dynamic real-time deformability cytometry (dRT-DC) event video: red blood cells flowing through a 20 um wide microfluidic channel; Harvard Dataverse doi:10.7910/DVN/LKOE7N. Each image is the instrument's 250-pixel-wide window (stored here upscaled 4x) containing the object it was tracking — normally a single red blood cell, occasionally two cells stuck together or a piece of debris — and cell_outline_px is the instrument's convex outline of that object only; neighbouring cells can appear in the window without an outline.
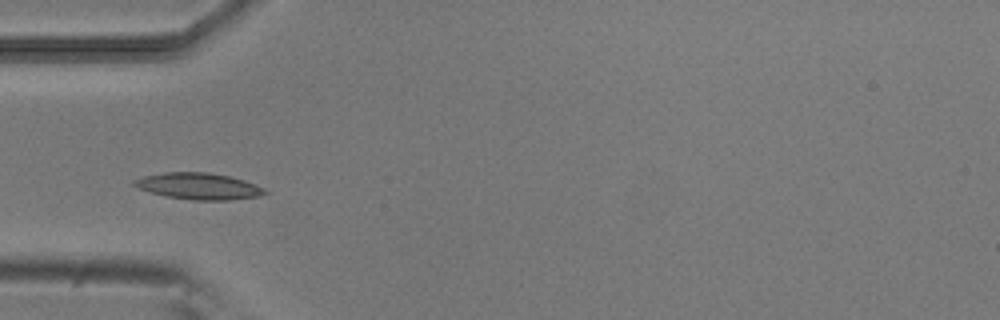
{"species": "common noctule bat (a hibernating species)", "species_latin": "Nyctalus noctula", "temperature_condition": "room temperature", "stored_images_in_passage": 37, "camera_frame_rate_fps": 3000, "um_per_image_px": 0.085, "animal": {"sex": "male", "body_mass_g": 20.5, "forearm_length_mm": 52.5}, "frame": {"image": 1, "passage_image": 1, "time_ms": 0.0, "image_size_px": [1000, 320], "cell_outline_px": [[268, 192], [260, 196], [228, 200], [192, 200], [164, 196], [140, 188], [132, 184], [132, 180], [144, 176], [164, 172], [208, 172], [228, 176], [244, 180], [256, 184], [264, 188]], "centroid_in_image_um": [16.9, 15.82], "position_along_channel_um": 68.1, "area_um2": 20.11}}
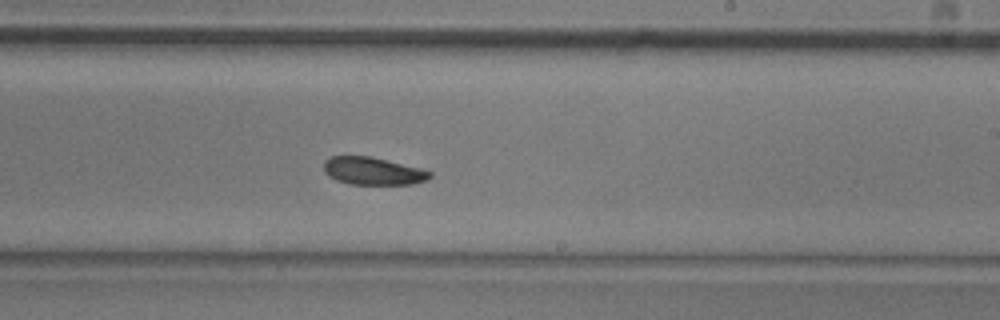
{"frame": {"image": 2, "passage_image": 16, "time_ms": 5.0, "image_size_px": [1000, 320], "cell_outline_px": [[432, 176], [428, 180], [412, 184], [348, 184], [336, 180], [328, 176], [324, 172], [324, 160], [332, 156], [368, 156], [420, 168], [432, 172]], "centroid_in_image_um": [31.68, 14.55], "position_along_channel_um": 257.3, "area_um2": 17.05}}
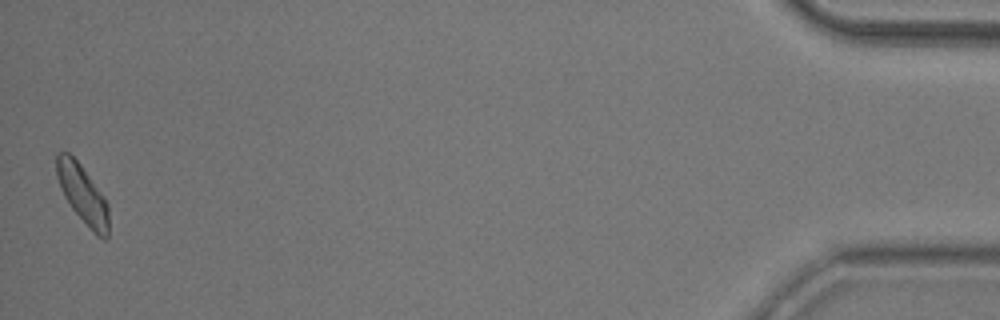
{"frame": {"image": 3, "passage_image": 37, "time_ms": 12.0, "image_size_px": [1000, 320], "cell_outline_px": [[108, 236], [104, 240], [96, 236], [92, 232], [72, 208], [64, 196], [56, 176], [56, 152], [68, 152], [80, 164], [104, 196], [108, 204]], "centroid_in_image_um": [7.02, 16.52], "position_along_channel_um": 428.2, "area_um2": 17.74}, "authors_computed_cell_mechanics": {"area_um2": 17.7446, "velocity_mm_per_s": 3.7828, "shape_relaxation_time_tau1_ms": 3.8273, "shape_relaxation_time_tau2_ms": 7.1918, "deformation_change_tau1": 0.1073, "deformation_change_tau2": 0.1221}}